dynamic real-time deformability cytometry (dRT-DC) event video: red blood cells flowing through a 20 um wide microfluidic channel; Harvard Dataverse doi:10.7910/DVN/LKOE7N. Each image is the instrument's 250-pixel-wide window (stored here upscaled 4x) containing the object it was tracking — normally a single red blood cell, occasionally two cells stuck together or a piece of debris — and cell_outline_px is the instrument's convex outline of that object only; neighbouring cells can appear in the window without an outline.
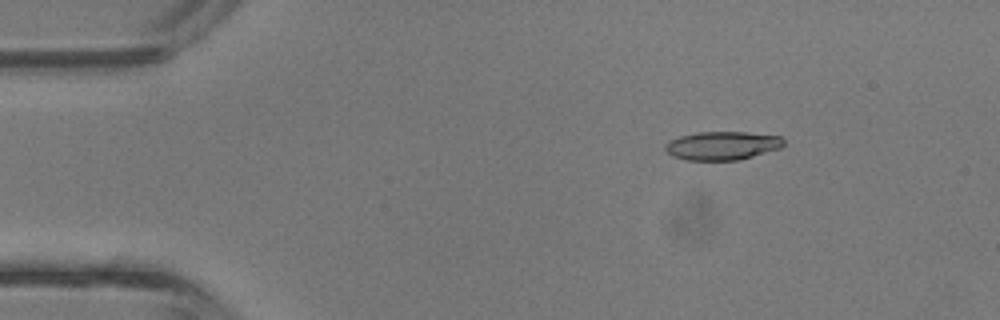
{"species": "common noctule bat (a hibernating species)", "species_latin": "Nyctalus noctula", "temperature_condition": "room temperature", "stored_images_in_passage": 2, "camera_frame_rate_fps": 3000, "um_per_image_px": 0.085, "animal": {"sex": "male", "body_mass_g": 13.3}, "frame": {"image": 1, "passage_image": 1, "time_ms": 0.0, "image_size_px": [1000, 320], "cell_outline_px": [[784, 144], [780, 148], [740, 160], [688, 160], [672, 156], [664, 148], [664, 144], [668, 140], [680, 136], [696, 132], [744, 132], [780, 136], [784, 140]], "centroid_in_image_um": [61.36, 12.38], "position_along_channel_um": 23.6, "area_um2": 19.71}}
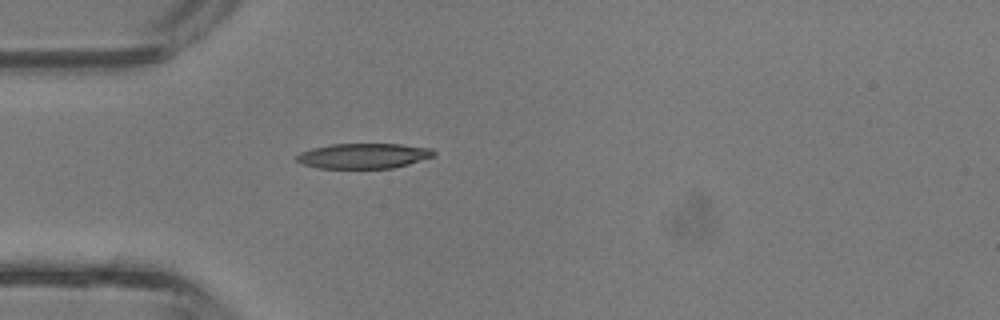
{"frame": {"image": 2, "passage_image": 2, "time_ms": 0.333, "image_size_px": [1000, 320], "cell_outline_px": [[436, 156], [408, 164], [392, 168], [320, 168], [304, 164], [296, 160], [296, 156], [300, 152], [312, 148], [332, 144], [400, 144], [432, 148], [436, 152]], "centroid_in_image_um": [30.94, 13.24], "position_along_channel_um": 54.1, "area_um2": 20.11}}